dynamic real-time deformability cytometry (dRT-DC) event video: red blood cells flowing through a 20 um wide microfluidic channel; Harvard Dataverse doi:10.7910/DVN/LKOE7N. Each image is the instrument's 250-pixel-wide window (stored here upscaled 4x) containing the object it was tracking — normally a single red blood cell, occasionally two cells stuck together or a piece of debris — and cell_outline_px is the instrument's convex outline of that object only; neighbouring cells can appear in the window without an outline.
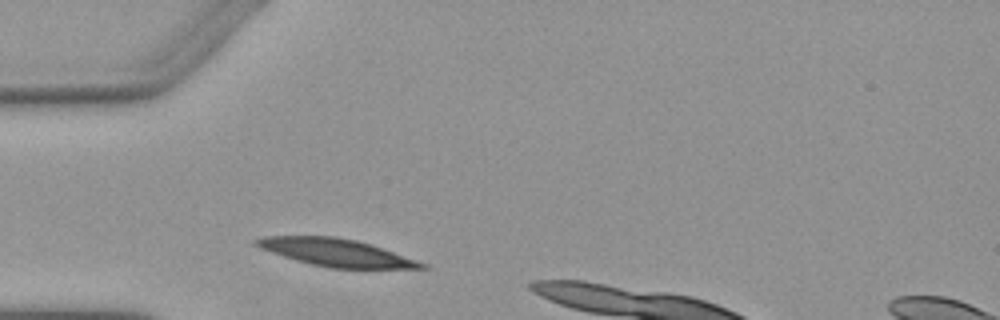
{"species": "Egyptian fruit bat (a non-hibernating species)", "species_latin": "Rousettus aegyptiacus", "temperature_condition": "warm", "stored_images_in_passage": 2, "camera_frame_rate_fps": 3000, "um_per_image_px": 0.085, "animal": {"sex": "female"}, "frame": {"image": 1, "passage_image": 2, "time_ms": 1.333, "image_size_px": [1000, 320], "cell_outline_px": [[428, 268], [328, 268], [296, 260], [260, 248], [252, 244], [252, 240], [264, 236], [336, 236], [356, 240], [372, 244], [428, 264]], "centroid_in_image_um": [28.56, 21.45], "position_along_channel_um": 56.4, "area_um2": 26.41}}